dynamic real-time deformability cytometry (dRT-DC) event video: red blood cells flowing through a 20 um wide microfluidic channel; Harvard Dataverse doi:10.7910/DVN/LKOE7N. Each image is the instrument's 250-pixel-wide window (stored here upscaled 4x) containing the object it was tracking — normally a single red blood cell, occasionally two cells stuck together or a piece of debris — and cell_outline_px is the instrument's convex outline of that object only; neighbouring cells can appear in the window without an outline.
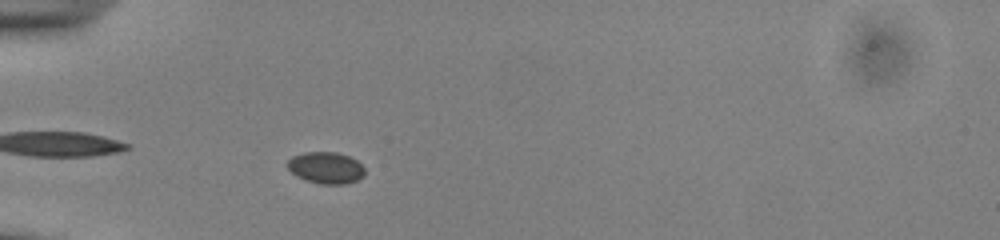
{"species": "common noctule bat (a hibernating species)", "species_latin": "Nyctalus noctula", "temperature_condition": "cold", "stored_images_in_passage": 41, "camera_frame_rate_fps": 3000, "um_per_image_px": 0.085, "animal": {"sex": "male", "body_mass_g": 13.0, "forearm_length_mm": 53.1}, "frame": {"image": 1, "passage_image": 4, "time_ms": 1.0, "image_size_px": [1000, 240], "cell_outline_px": [[364, 176], [356, 180], [344, 184], [320, 184], [296, 176], [284, 164], [292, 156], [304, 152], [336, 152], [348, 156], [356, 160], [364, 168]], "centroid_in_image_um": [27.67, 14.25], "position_along_channel_um": 57.3, "area_um2": 14.22}}
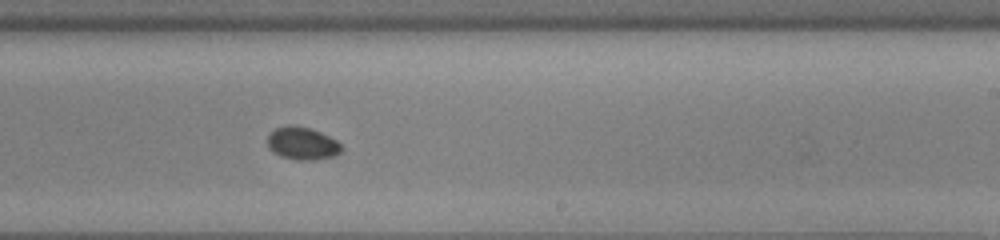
{"frame": {"image": 2, "passage_image": 21, "time_ms": 6.667, "image_size_px": [1000, 240], "cell_outline_px": [[344, 148], [336, 156], [312, 160], [300, 160], [280, 156], [272, 152], [268, 148], [268, 132], [276, 128], [288, 124], [308, 128], [320, 132], [336, 140]], "centroid_in_image_um": [25.68, 12.19], "position_along_channel_um": 263.3, "area_um2": 14.16}}
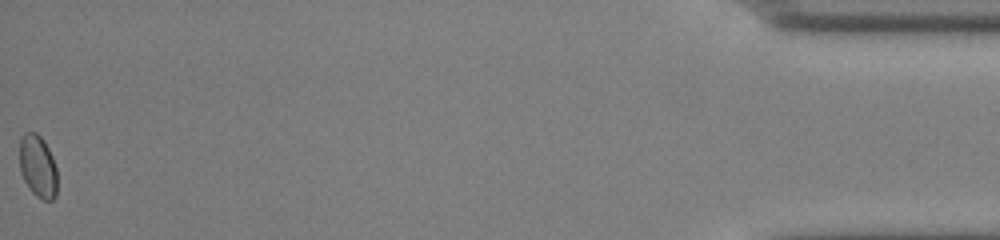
{"frame": {"image": 3, "passage_image": 41, "time_ms": 13.333, "image_size_px": [1000, 240], "cell_outline_px": [[56, 196], [52, 200], [44, 200], [36, 196], [28, 188], [20, 172], [20, 136], [24, 132], [36, 132], [44, 140], [52, 156], [56, 168]], "centroid_in_image_um": [3.2, 14.12], "position_along_channel_um": 432.0, "area_um2": 13.81}, "authors_computed_cell_mechanics": {"area_um2": 14.1032, "velocity_mm_per_s": 3.8517, "shape_relaxation_time_tau1_ms": 1.5457, "shape_relaxation_time_tau2_ms": 8.519, "deformation_change_tau1": 0.0439, "deformation_change_tau2": 0.0549}}